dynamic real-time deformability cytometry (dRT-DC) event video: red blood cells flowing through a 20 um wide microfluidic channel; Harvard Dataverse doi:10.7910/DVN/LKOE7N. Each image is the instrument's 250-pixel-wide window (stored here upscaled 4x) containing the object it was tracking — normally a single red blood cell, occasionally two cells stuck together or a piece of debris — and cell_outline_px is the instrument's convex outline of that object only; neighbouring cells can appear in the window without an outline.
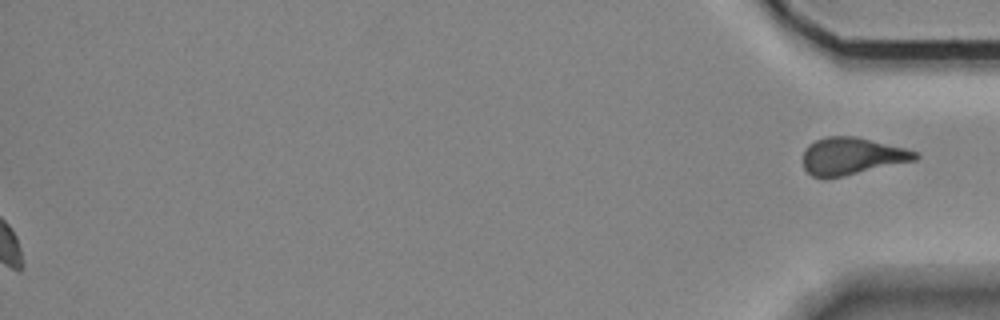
{"species": "Egyptian fruit bat (a non-hibernating species)", "species_latin": "Rousettus aegyptiacus", "temperature_condition": "room temperature", "stored_images_in_passage": 50, "segment_of_instrument_passage": [2, 2], "camera_frame_rate_fps": 3000, "um_per_image_px": 0.085, "animal": {"sex": "female"}, "frame": {"image": 1, "passage_image": 50, "time_ms": 16.333, "image_size_px": [1000, 320], "cell_outline_px": [[920, 156], [916, 160], [828, 180], [824, 180], [812, 176], [804, 168], [804, 148], [808, 144], [816, 140], [828, 136], [856, 136], [904, 148], [916, 152]], "centroid_in_image_um": [72.37, 13.3], "position_along_channel_um": 362.8, "area_um2": 24.62}}